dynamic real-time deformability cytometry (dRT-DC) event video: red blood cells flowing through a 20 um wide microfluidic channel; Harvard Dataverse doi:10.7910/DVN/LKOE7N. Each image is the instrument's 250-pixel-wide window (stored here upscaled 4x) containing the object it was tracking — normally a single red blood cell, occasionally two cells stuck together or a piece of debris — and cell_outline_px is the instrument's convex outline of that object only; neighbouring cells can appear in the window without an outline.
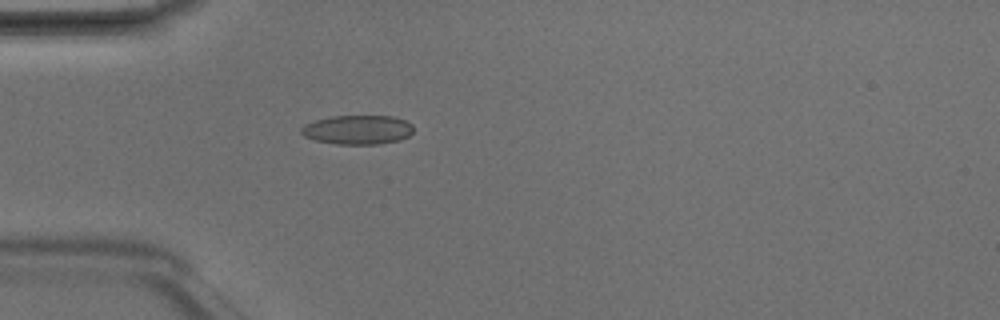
{"species": "Egyptian fruit bat (a non-hibernating species)", "species_latin": "Rousettus aegyptiacus", "temperature_condition": "room temperature", "stored_images_in_passage": 4, "camera_frame_rate_fps": 3000, "um_per_image_px": 0.085, "animal": {"sex": "male"}, "frame": {"image": 1, "passage_image": 4, "time_ms": 1.0, "image_size_px": [1000, 320], "cell_outline_px": [[412, 132], [408, 136], [400, 140], [376, 144], [336, 144], [316, 140], [304, 136], [300, 132], [300, 128], [304, 124], [316, 120], [332, 116], [392, 116], [404, 120], [412, 124]], "centroid_in_image_um": [30.38, 11.03], "position_along_channel_um": 54.6, "area_um2": 19.02}}